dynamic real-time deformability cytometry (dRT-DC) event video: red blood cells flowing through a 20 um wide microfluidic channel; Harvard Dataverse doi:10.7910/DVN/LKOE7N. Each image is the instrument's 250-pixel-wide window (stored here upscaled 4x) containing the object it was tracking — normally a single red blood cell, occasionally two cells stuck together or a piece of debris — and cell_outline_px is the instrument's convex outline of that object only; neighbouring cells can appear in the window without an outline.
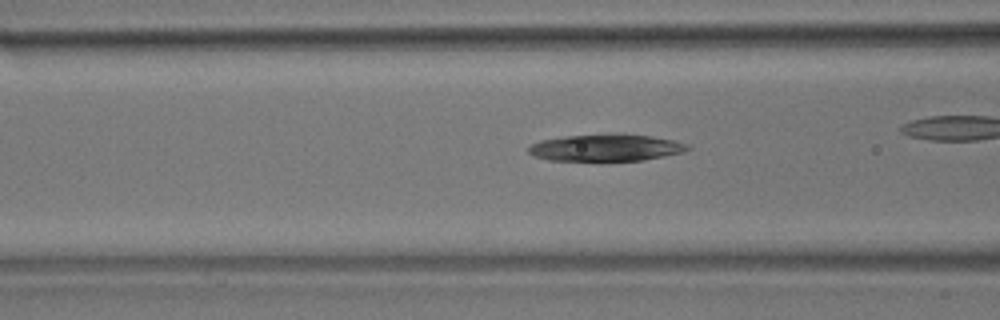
{"species": "common noctule bat (a hibernating species)", "species_latin": "Nyctalus noctula", "temperature_condition": "room temperature", "stored_images_in_passage": 28, "camera_frame_rate_fps": 3000, "um_per_image_px": 0.085, "animal": {"sex": "male", "body_mass_g": 17.9}, "frame": {"image": 1, "passage_image": 5, "time_ms": 1.333, "image_size_px": [1000, 320], "cell_outline_px": [[692, 148], [684, 152], [644, 160], [548, 160], [532, 156], [528, 152], [528, 148], [532, 144], [540, 140], [564, 136], [616, 132], [652, 136], [672, 140], [688, 144]], "centroid_in_image_um": [51.51, 12.53], "position_along_channel_um": 115.1, "area_um2": 25.32}, "authors_computed_cell_mechanics": {"area_um2": 25.7499, "velocity_mm_per_s": 3.6599, "shape_relaxation_time_tau1_ms": 6.9947, "shape_relaxation_time_tau2_ms": null, "deformation_change_tau1": 0.1542, "deformation_change_tau2": null}}